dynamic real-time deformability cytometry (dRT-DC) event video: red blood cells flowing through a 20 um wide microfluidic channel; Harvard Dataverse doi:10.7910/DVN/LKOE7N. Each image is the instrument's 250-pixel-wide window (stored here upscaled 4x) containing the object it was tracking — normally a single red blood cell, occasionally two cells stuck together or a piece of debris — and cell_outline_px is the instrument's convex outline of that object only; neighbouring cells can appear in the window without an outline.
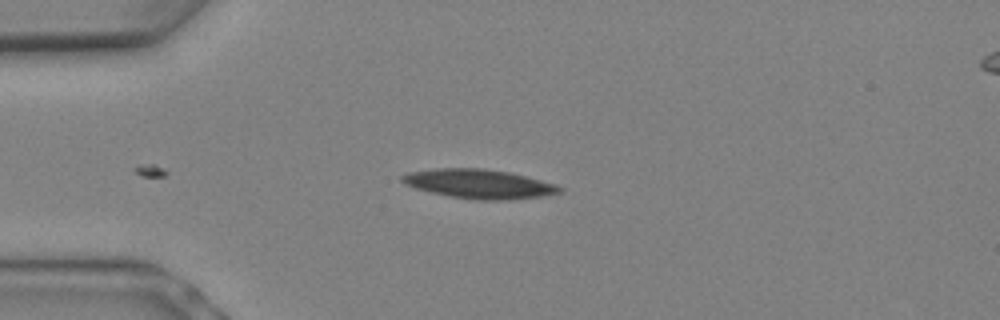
{"species": "Egyptian fruit bat (a non-hibernating species)", "species_latin": "Rousettus aegyptiacus", "temperature_condition": "warm", "stored_images_in_passage": 5, "camera_frame_rate_fps": 3000, "um_per_image_px": 0.085, "animal": {"sex": "female"}, "frame": {"image": 1, "passage_image": 5, "time_ms": 1.333, "image_size_px": [1000, 320], "cell_outline_px": [[564, 188], [560, 192], [540, 196], [504, 200], [476, 200], [452, 196], [432, 192], [416, 188], [404, 184], [400, 180], [400, 176], [408, 172], [436, 168], [484, 168], [508, 172], [556, 184]], "centroid_in_image_um": [40.68, 15.62], "position_along_channel_um": 44.3, "area_um2": 26.53}}